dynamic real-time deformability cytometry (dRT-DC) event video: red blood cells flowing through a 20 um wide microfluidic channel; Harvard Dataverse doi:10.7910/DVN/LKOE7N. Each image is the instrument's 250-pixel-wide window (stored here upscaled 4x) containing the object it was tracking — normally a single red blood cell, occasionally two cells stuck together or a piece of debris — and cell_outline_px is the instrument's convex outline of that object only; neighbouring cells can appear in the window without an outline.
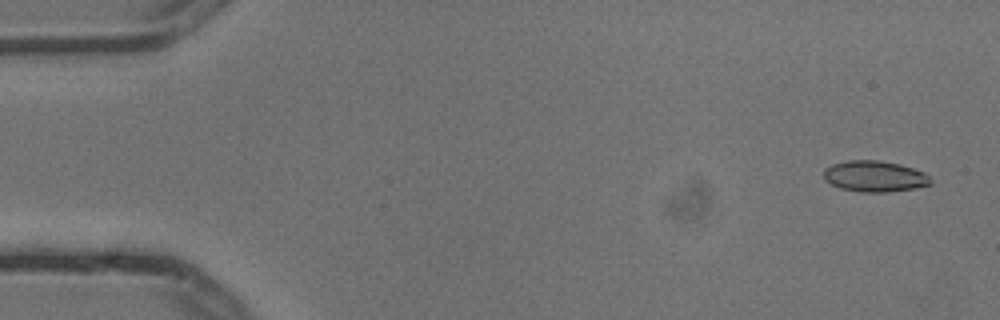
{"species": "common noctule bat (a hibernating species)", "species_latin": "Nyctalus noctula", "temperature_condition": "cold", "stored_images_in_passage": 4, "camera_frame_rate_fps": 3000, "um_per_image_px": 0.085, "animal": {"sex": "male", "body_mass_g": 13.3}, "frame": {"image": 1, "passage_image": 1, "time_ms": 0.0, "image_size_px": [1000, 320], "cell_outline_px": [[932, 184], [916, 188], [888, 192], [860, 192], [840, 188], [824, 180], [824, 168], [832, 164], [848, 160], [876, 160], [900, 164], [924, 172], [928, 176]], "centroid_in_image_um": [74.33, 14.99], "position_along_channel_um": 10.7, "area_um2": 19.36}}
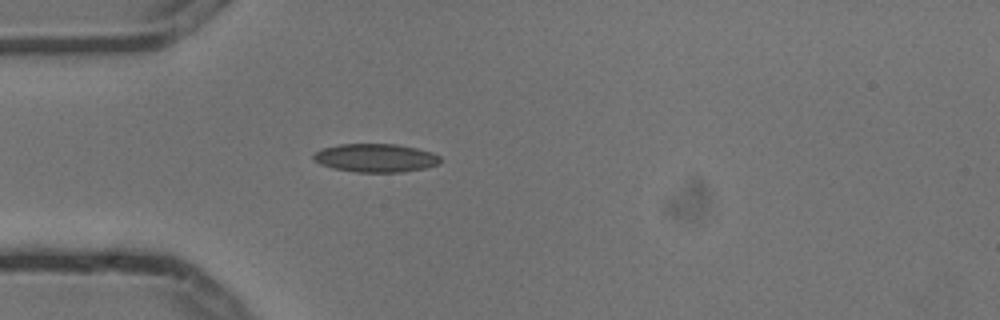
{"frame": {"image": 2, "passage_image": 4, "time_ms": 1.0, "image_size_px": [1000, 320], "cell_outline_px": [[440, 164], [424, 168], [400, 172], [356, 172], [332, 168], [320, 164], [312, 160], [312, 156], [316, 152], [324, 148], [340, 144], [396, 144], [416, 148], [432, 152], [440, 156]], "centroid_in_image_um": [31.92, 13.42], "position_along_channel_um": 53.1, "area_um2": 20.98}}